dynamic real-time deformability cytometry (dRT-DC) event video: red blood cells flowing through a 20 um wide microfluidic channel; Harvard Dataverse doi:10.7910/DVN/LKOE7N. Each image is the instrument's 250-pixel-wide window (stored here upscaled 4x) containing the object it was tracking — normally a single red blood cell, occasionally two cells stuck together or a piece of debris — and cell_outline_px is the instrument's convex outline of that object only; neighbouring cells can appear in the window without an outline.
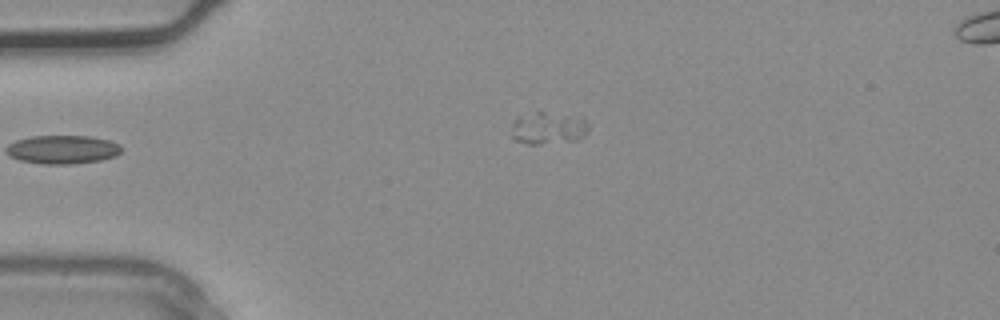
{"species": "common noctule bat (a hibernating species)", "species_latin": "Nyctalus noctula", "temperature_condition": "warm", "stored_images_in_passage": 2, "camera_frame_rate_fps": 3000, "um_per_image_px": 0.085, "animal": {"sex": "male", "body_mass_g": 20.4}, "frame": {"image": 1, "passage_image": 2, "time_ms": 0.333, "image_size_px": [1000, 320], "cell_outline_px": [[588, 132], [584, 136], [576, 140], [540, 144], [528, 144], [516, 140], [512, 136], [512, 120], [516, 116], [536, 112], [544, 112], [580, 116], [588, 124]], "centroid_in_image_um": [46.59, 10.88], "position_along_channel_um": 38.4, "area_um2": 14.62}}